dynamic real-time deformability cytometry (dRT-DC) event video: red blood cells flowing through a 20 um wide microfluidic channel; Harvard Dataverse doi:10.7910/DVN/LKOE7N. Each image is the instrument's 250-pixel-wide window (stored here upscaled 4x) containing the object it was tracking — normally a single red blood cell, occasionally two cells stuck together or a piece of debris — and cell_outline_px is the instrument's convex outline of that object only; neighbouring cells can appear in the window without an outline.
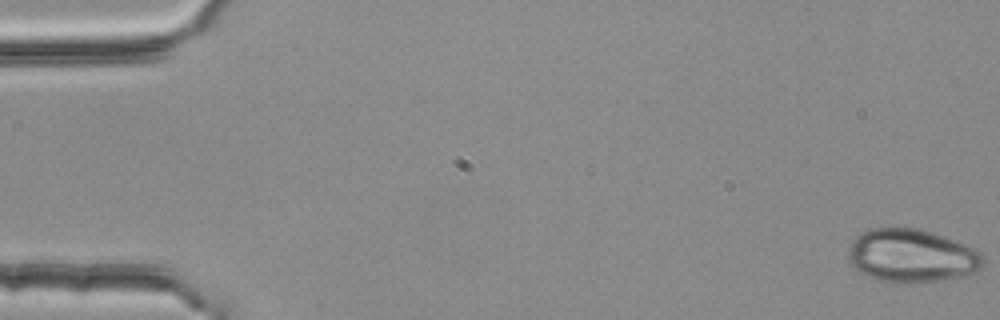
{"species": "common noctule bat (a hibernating species)", "species_latin": "Nyctalus noctula", "temperature_condition": "room temperature", "stored_images_in_passage": 6, "camera_frame_rate_fps": 3000, "um_per_image_px": 0.085, "animal": {"sex": "female", "body_mass_g": 25.1}, "frame": {"image": 1, "passage_image": 6, "time_ms": 1.667, "image_size_px": [1000, 320], "cell_outline_px": [[984, 264], [980, 268], [972, 272], [924, 284], [892, 284], [872, 280], [860, 272], [848, 260], [848, 256], [852, 240], [856, 236], [872, 228], [916, 228], [952, 240], [972, 248], [980, 252], [984, 256]], "centroid_in_image_um": [77.43, 21.79], "position_along_channel_um": 7.6, "area_um2": 41.85}}